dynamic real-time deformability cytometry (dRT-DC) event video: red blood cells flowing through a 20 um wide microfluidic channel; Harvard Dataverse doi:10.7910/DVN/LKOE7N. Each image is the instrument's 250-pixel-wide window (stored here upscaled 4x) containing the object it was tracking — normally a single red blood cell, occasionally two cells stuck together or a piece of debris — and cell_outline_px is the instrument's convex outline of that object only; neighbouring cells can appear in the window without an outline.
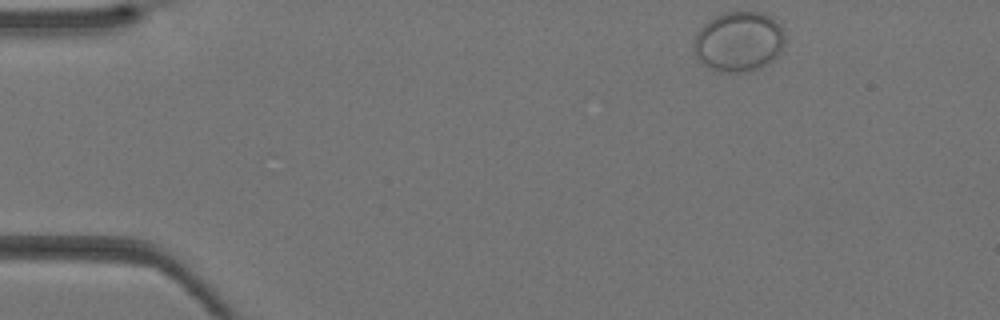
{"species": "Egyptian fruit bat (a non-hibernating species)", "species_latin": "Rousettus aegyptiacus", "temperature_condition": "warm", "stored_images_in_passage": 36, "camera_frame_rate_fps": 3000, "um_per_image_px": 0.085, "animal": {"sex": "female"}, "frame": {"image": 1, "passage_image": 1, "time_ms": 0.0, "image_size_px": [1000, 320], "cell_outline_px": [[784, 44], [780, 52], [768, 64], [760, 68], [748, 72], [720, 72], [708, 68], [696, 56], [692, 48], [696, 36], [700, 28], [704, 24], [716, 16], [724, 12], [764, 12], [772, 16], [780, 24], [784, 36]], "centroid_in_image_um": [62.81, 3.54], "position_along_channel_um": 22.2, "area_um2": 32.08}}
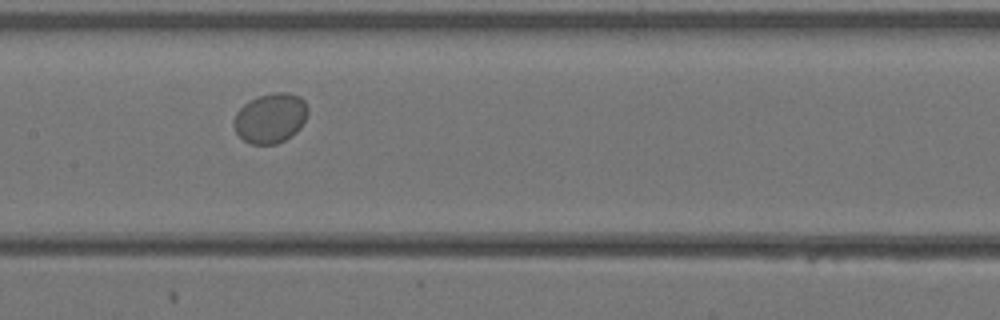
{"frame": {"image": 2, "passage_image": 16, "time_ms": 5.0, "image_size_px": [1000, 320], "cell_outline_px": [[308, 112], [300, 128], [292, 136], [276, 144], [252, 144], [244, 140], [236, 132], [232, 124], [232, 120], [236, 112], [244, 104], [260, 96], [272, 92], [288, 92], [300, 96], [304, 100], [308, 108]], "centroid_in_image_um": [22.99, 10.03], "position_along_channel_um": 184.4, "area_um2": 21.56}}
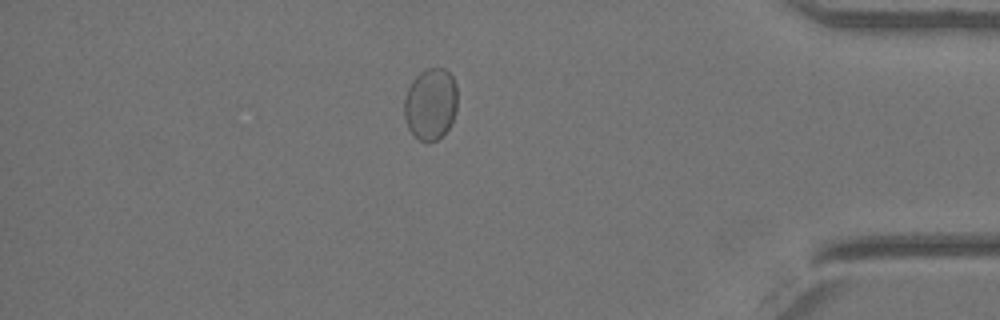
{"frame": {"image": 3, "passage_image": 31, "time_ms": 10.0, "image_size_px": [1000, 320], "cell_outline_px": [[456, 112], [448, 128], [436, 140], [428, 144], [412, 136], [404, 120], [404, 100], [408, 88], [412, 80], [420, 72], [428, 68], [444, 68], [452, 76], [456, 84]], "centroid_in_image_um": [36.57, 8.86], "position_along_channel_um": 398.6, "area_um2": 22.43}}